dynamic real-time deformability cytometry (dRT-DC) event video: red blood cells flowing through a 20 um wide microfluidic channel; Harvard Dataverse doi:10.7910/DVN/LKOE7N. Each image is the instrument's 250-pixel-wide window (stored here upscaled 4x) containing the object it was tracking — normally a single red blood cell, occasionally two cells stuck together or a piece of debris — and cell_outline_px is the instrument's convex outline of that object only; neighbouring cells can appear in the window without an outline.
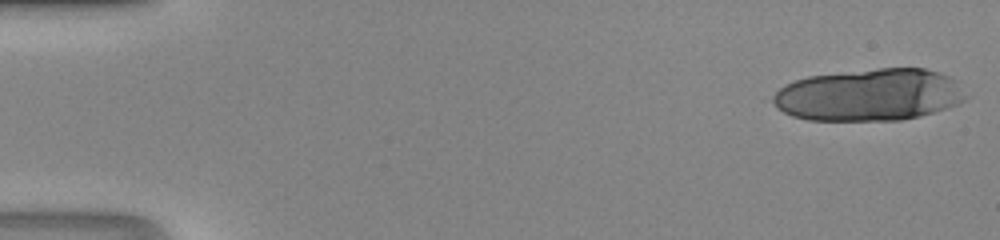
{"species": "human", "species_latin": "Homo sapiens", "temperature_condition": "room temperature", "stored_images_in_passage": 17, "camera_frame_rate_fps": 3000, "um_per_image_px": 0.085, "donor": {"sex": "male"}, "frame": {"image": 1, "passage_image": 1, "time_ms": 0.0, "image_size_px": [1000, 240], "cell_outline_px": [[964, 100], [956, 104], [932, 112], [900, 120], [808, 120], [792, 116], [784, 112], [772, 100], [772, 96], [780, 88], [796, 80], [808, 76], [880, 68], [924, 68], [948, 76], [952, 80], [964, 96]], "centroid_in_image_um": [73.82, 8.07], "position_along_channel_um": 11.2, "area_um2": 57.4}}